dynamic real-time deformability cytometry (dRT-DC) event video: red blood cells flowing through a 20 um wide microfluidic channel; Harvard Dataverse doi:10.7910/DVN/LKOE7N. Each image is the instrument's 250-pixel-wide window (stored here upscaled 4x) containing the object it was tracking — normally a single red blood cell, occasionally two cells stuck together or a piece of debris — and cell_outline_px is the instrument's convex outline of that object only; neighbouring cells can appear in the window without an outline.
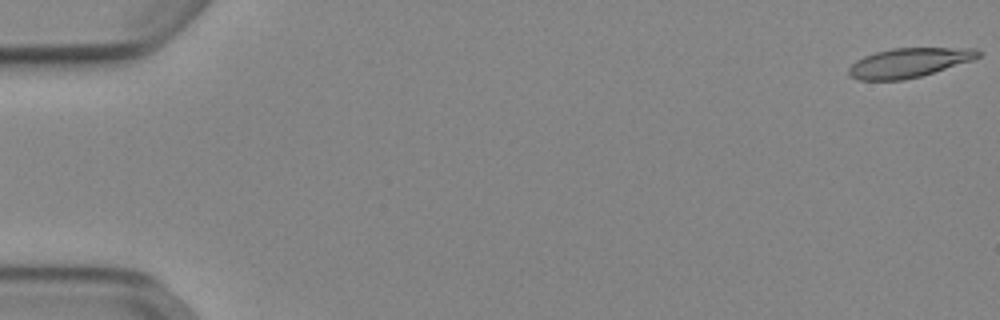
{"species": "Egyptian fruit bat (a non-hibernating species)", "species_latin": "Rousettus aegyptiacus", "temperature_condition": "cold", "stored_images_in_passage": 53, "camera_frame_rate_fps": 3000, "um_per_image_px": 0.085, "animal": {"sex": "female"}, "frame": {"image": 1, "passage_image": 1, "time_ms": 0.0, "image_size_px": [1000, 320], "cell_outline_px": [[980, 56], [972, 60], [920, 76], [904, 80], [856, 80], [848, 76], [848, 68], [856, 60], [864, 56], [876, 52], [892, 48], [976, 48], [980, 52]], "centroid_in_image_um": [77.2, 5.33], "position_along_channel_um": 7.8, "area_um2": 22.08}}
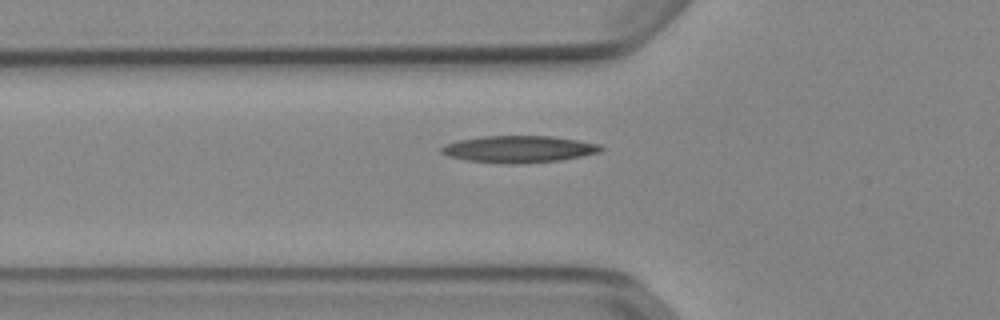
{"frame": {"image": 2, "passage_image": 19, "time_ms": 6.0, "image_size_px": [1000, 320], "cell_outline_px": [[604, 148], [600, 152], [560, 160], [516, 164], [500, 164], [464, 160], [448, 156], [440, 152], [440, 148], [448, 144], [460, 140], [484, 136], [548, 136], [576, 140], [600, 144]], "centroid_in_image_um": [44.08, 12.69], "position_along_channel_um": 81.7, "area_um2": 24.85}}
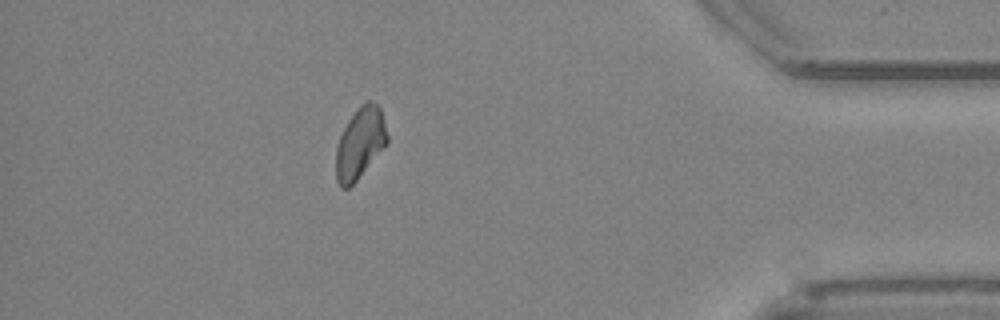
{"frame": {"image": 3, "passage_image": 47, "time_ms": 15.333, "image_size_px": [1000, 320], "cell_outline_px": [[388, 144], [356, 180], [348, 188], [340, 188], [336, 180], [336, 148], [340, 136], [348, 120], [360, 104], [364, 100], [368, 100], [376, 104], [380, 108], [388, 136]], "centroid_in_image_um": [30.6, 12.16], "position_along_channel_um": 404.6, "area_um2": 21.21}}